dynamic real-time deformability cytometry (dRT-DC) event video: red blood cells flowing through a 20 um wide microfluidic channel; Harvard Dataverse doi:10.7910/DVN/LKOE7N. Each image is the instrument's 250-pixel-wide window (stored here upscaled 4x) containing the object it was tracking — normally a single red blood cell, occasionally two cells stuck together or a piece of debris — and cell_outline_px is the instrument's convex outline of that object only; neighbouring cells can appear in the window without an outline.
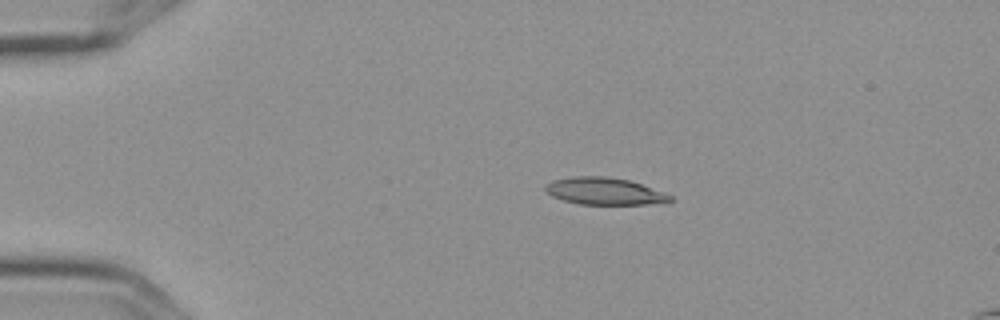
{"species": "Egyptian fruit bat (a non-hibernating species)", "species_latin": "Rousettus aegyptiacus", "temperature_condition": "cold", "stored_images_in_passage": 2, "camera_frame_rate_fps": 3000, "um_per_image_px": 0.085, "frame": {"image": 1, "passage_image": 1, "time_ms": 0.0, "image_size_px": [1000, 320], "cell_outline_px": [[672, 200], [644, 204], [580, 204], [564, 200], [552, 196], [544, 188], [544, 184], [552, 180], [576, 176], [604, 176], [628, 180], [640, 184], [672, 196]], "centroid_in_image_um": [51.29, 16.24], "position_along_channel_um": 33.7, "area_um2": 19.25}}